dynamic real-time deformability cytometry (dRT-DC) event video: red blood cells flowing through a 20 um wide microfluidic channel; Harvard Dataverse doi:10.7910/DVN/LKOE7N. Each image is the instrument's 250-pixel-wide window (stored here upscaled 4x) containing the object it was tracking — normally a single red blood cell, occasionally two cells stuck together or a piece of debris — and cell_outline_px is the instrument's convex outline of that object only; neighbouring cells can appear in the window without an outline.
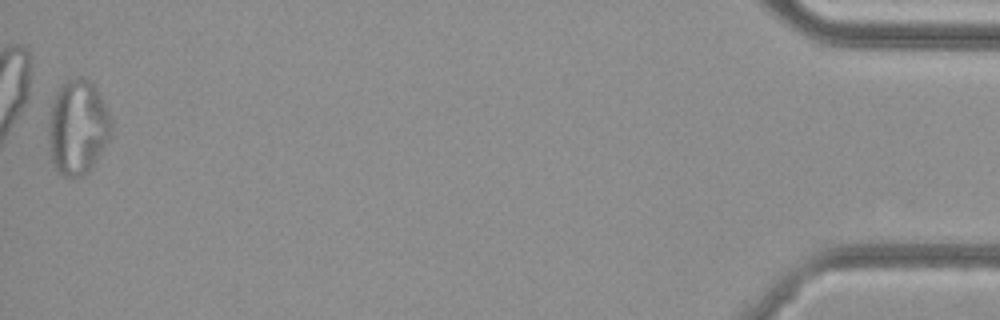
{"species": "common noctule bat (a hibernating species)", "species_latin": "Nyctalus noctula", "temperature_condition": "cold", "stored_images_in_passage": 35, "segment_of_instrument_passage": [2, 2], "camera_frame_rate_fps": 3000, "um_per_image_px": 0.085, "animal": {"sex": "female", "body_mass_g": 29.2, "forearm_length_mm": 56.3}, "frame": {"image": 1, "passage_image": 35, "time_ms": 11.333, "image_size_px": [1000, 320], "cell_outline_px": [[112, 136], [88, 172], [80, 176], [60, 176], [52, 160], [48, 140], [48, 120], [52, 100], [60, 84], [68, 80], [80, 76], [92, 80], [100, 92], [112, 116]], "centroid_in_image_um": [6.63, 10.76], "position_along_channel_um": 428.6, "area_um2": 35.49}}